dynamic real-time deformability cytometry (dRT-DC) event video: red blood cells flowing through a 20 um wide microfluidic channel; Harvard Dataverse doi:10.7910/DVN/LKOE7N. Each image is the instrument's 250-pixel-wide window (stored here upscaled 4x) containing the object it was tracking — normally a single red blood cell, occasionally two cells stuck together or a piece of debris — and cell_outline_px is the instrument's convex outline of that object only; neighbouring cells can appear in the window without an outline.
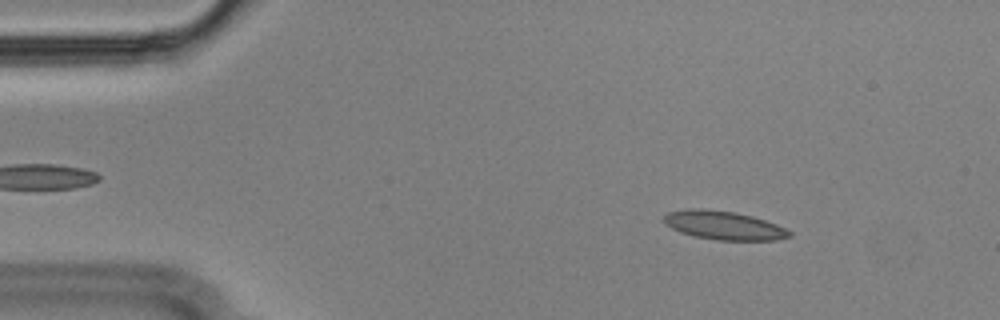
{"species": "Egyptian fruit bat (a non-hibernating species)", "species_latin": "Rousettus aegyptiacus", "temperature_condition": "cold", "stored_images_in_passage": 55, "segment_of_instrument_passage": [1, 2], "camera_frame_rate_fps": 3000, "um_per_image_px": 0.085, "animal": {"sex": "male"}, "frame": {"image": 1, "passage_image": 7, "time_ms": 2.0, "image_size_px": [1000, 320], "cell_outline_px": [[792, 236], [776, 240], [716, 240], [696, 236], [680, 232], [672, 228], [664, 220], [664, 216], [668, 212], [688, 208], [700, 208], [736, 212], [752, 216], [776, 224], [792, 232]], "centroid_in_image_um": [61.54, 19.15], "position_along_channel_um": 23.5, "area_um2": 20.81}}
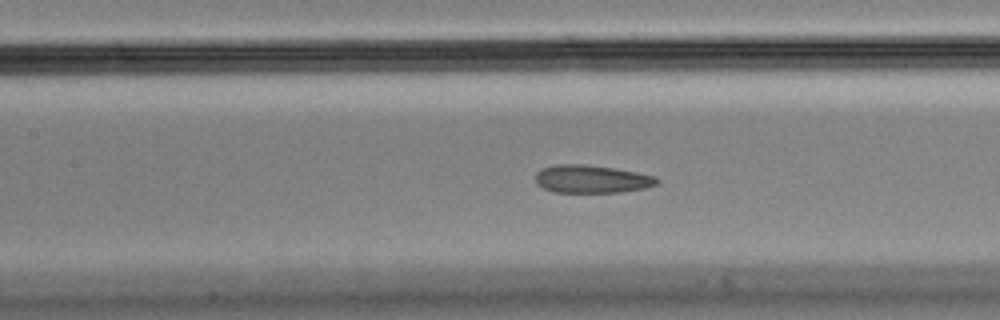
{"frame": {"image": 2, "passage_image": 24, "time_ms": 7.667, "image_size_px": [1000, 320], "cell_outline_px": [[660, 180], [656, 184], [644, 188], [620, 192], [556, 192], [544, 188], [536, 184], [536, 172], [544, 168], [556, 164], [584, 164], [612, 168], [636, 172], [656, 176]], "centroid_in_image_um": [50.29, 15.21], "position_along_channel_um": 157.1, "area_um2": 19.59}}
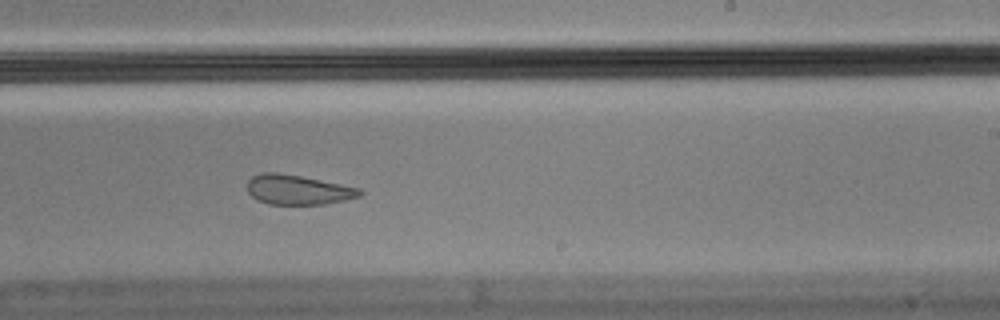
{"frame": {"image": 3, "passage_image": 33, "time_ms": 10.667, "image_size_px": [1000, 320], "cell_outline_px": [[364, 192], [360, 196], [344, 200], [324, 204], [268, 204], [256, 200], [248, 192], [248, 180], [252, 176], [260, 172], [276, 172], [300, 176], [360, 188]], "centroid_in_image_um": [25.3, 16.13], "position_along_channel_um": 263.7, "area_um2": 19.42}}